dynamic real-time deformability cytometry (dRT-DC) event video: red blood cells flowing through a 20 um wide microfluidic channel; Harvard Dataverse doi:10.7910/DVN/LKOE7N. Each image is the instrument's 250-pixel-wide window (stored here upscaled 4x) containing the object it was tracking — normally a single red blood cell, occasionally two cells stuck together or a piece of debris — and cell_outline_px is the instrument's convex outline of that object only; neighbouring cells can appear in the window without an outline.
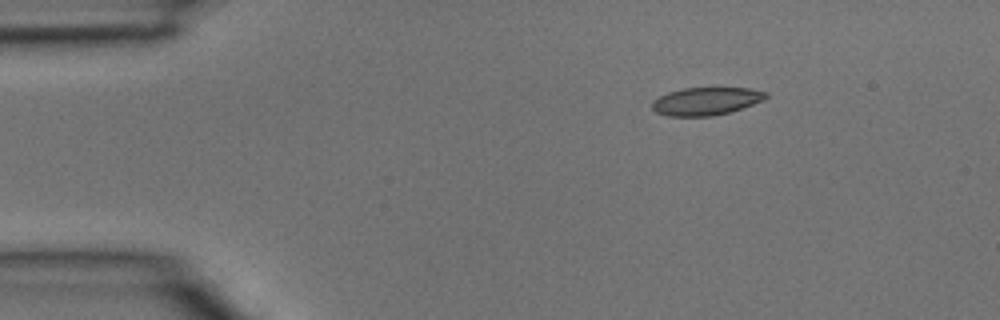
{"species": "common noctule bat (a hibernating species)", "species_latin": "Nyctalus noctula", "temperature_condition": "room temperature", "stored_images_in_passage": 3, "camera_frame_rate_fps": 3000, "um_per_image_px": 0.085, "animal": {"sex": "male", "body_mass_g": 15.6}, "frame": {"image": 1, "passage_image": 1, "time_ms": 0.0, "image_size_px": [1000, 320], "cell_outline_px": [[768, 96], [764, 100], [728, 112], [712, 116], [668, 116], [656, 112], [652, 108], [652, 100], [668, 92], [684, 88], [748, 88], [768, 92]], "centroid_in_image_um": [60.0, 8.6], "position_along_channel_um": 25.0, "area_um2": 18.32}}
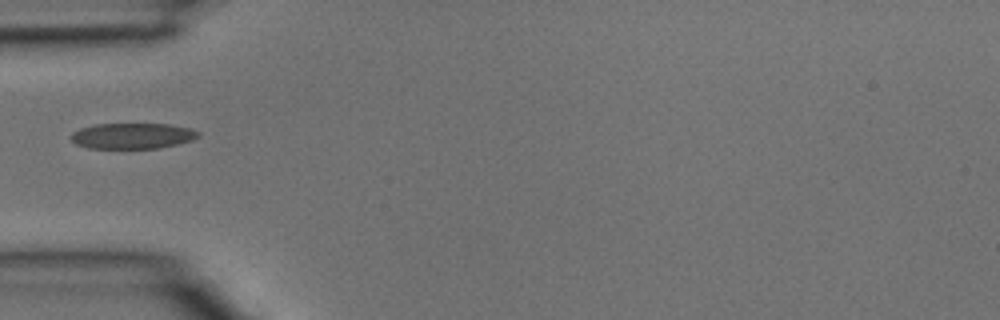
{"frame": {"image": 2, "passage_image": 3, "time_ms": 0.667, "image_size_px": [1000, 320], "cell_outline_px": [[200, 136], [192, 140], [160, 148], [88, 148], [76, 144], [72, 140], [72, 132], [80, 128], [96, 124], [168, 124], [188, 128], [200, 132]], "centroid_in_image_um": [11.26, 11.55], "position_along_channel_um": 73.7, "area_um2": 18.96}}